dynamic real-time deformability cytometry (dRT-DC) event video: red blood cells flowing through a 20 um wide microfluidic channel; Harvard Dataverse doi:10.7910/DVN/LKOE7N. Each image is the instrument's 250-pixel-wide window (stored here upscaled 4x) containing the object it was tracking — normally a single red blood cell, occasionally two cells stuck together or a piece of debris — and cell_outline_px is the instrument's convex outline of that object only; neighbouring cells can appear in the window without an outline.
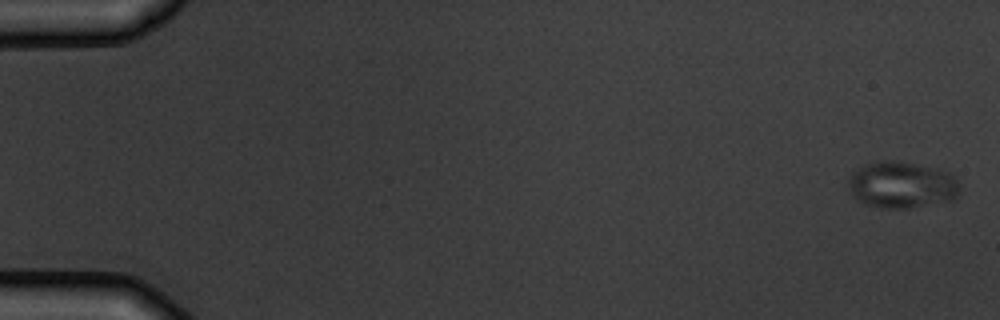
{"species": "common noctule bat (a hibernating species)", "species_latin": "Nyctalus noctula", "temperature_condition": "warm", "stored_images_in_passage": 5, "camera_frame_rate_fps": 3000, "um_per_image_px": 0.085, "animal": {"sex": "male", "body_mass_g": 19.5, "forearm_length_mm": 54.6}, "frame": {"image": 1, "passage_image": 1, "time_ms": 0.0, "image_size_px": [1000, 320], "cell_outline_px": [[960, 188], [956, 196], [952, 200], [908, 208], [884, 208], [868, 204], [852, 196], [848, 188], [848, 176], [864, 164], [892, 160], [916, 164], [936, 168], [948, 172], [956, 176], [960, 184]], "centroid_in_image_um": [76.66, 15.71], "position_along_channel_um": 8.3, "area_um2": 30.17}}